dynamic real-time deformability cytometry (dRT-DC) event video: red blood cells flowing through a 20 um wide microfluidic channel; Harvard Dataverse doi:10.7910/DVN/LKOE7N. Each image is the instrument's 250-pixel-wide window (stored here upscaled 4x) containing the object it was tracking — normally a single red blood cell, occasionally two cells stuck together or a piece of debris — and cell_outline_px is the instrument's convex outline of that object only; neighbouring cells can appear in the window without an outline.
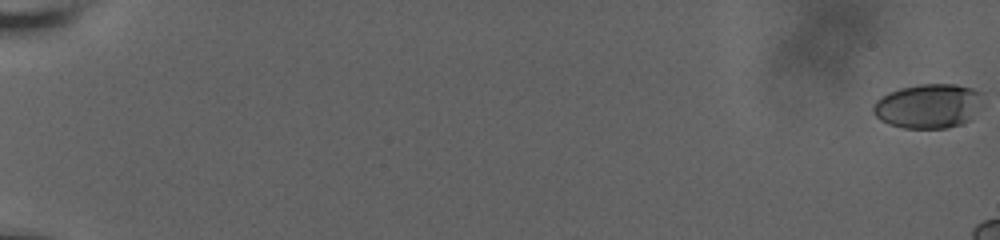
{"species": "human", "species_latin": "Homo sapiens", "temperature_condition": "room temperature", "stored_images_in_passage": 24, "camera_frame_rate_fps": 3000, "um_per_image_px": 0.085, "donor": {"sex": "male"}, "frame": {"image": 1, "passage_image": 1, "time_ms": 0.0, "image_size_px": [1000, 240], "cell_outline_px": [[984, 96], [968, 120], [960, 124], [948, 128], [904, 128], [888, 124], [880, 120], [872, 112], [872, 104], [876, 100], [888, 92], [900, 88], [920, 84], [956, 84], [972, 88], [984, 92]], "centroid_in_image_um": [78.86, 9.0], "position_along_channel_um": 6.1, "area_um2": 28.38}}
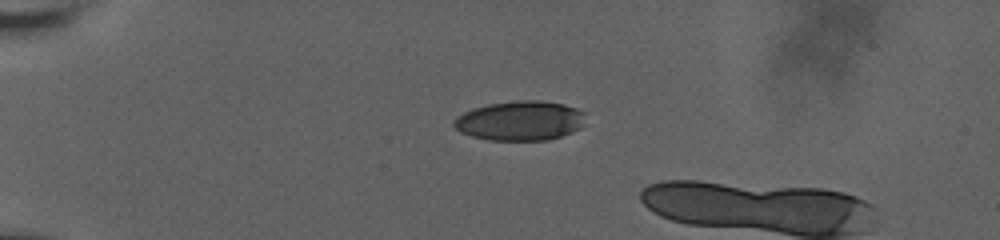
{"frame": {"image": 2, "passage_image": 19, "time_ms": 6.0, "image_size_px": [1000, 240], "cell_outline_px": [[584, 112], [580, 128], [572, 132], [548, 140], [488, 140], [472, 136], [460, 132], [452, 124], [452, 120], [456, 116], [472, 108], [488, 104], [520, 100], [540, 100], [564, 104], [576, 108]], "centroid_in_image_um": [44.16, 10.26], "position_along_channel_um": 40.8, "area_um2": 30.35}}